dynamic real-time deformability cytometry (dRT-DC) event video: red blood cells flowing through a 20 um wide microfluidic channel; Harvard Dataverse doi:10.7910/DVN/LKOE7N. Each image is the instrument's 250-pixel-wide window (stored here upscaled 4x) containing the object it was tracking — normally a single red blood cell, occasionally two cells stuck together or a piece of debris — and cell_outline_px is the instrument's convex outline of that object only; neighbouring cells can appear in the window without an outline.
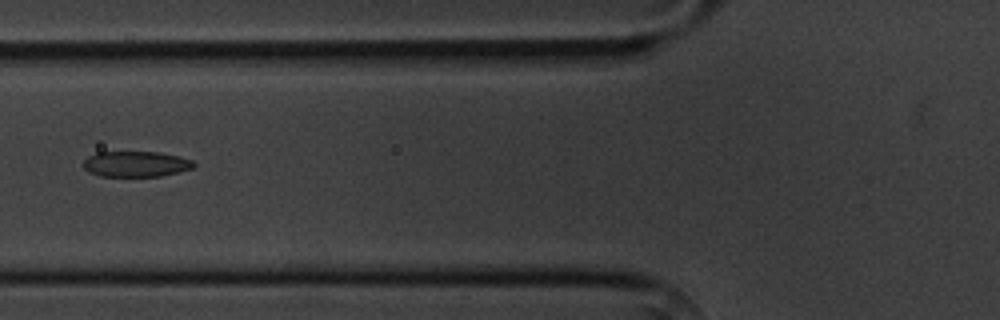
{"species": "common noctule bat (a hibernating species)", "species_latin": "Nyctalus noctula", "temperature_condition": "cold", "stored_images_in_passage": 4, "camera_frame_rate_fps": 3000, "um_per_image_px": 0.085, "animal": {"sex": "male", "body_mass_g": 20.1, "forearm_length_mm": 53.5}, "frame": {"image": 1, "passage_image": 4, "time_ms": 3.333, "image_size_px": [1000, 320], "cell_outline_px": [[196, 164], [192, 168], [180, 172], [160, 176], [100, 176], [88, 172], [84, 168], [84, 160], [88, 156], [96, 152], [160, 152], [180, 156], [192, 160]], "centroid_in_image_um": [11.56, 13.94], "position_along_channel_um": 114.2, "area_um2": 16.59}}